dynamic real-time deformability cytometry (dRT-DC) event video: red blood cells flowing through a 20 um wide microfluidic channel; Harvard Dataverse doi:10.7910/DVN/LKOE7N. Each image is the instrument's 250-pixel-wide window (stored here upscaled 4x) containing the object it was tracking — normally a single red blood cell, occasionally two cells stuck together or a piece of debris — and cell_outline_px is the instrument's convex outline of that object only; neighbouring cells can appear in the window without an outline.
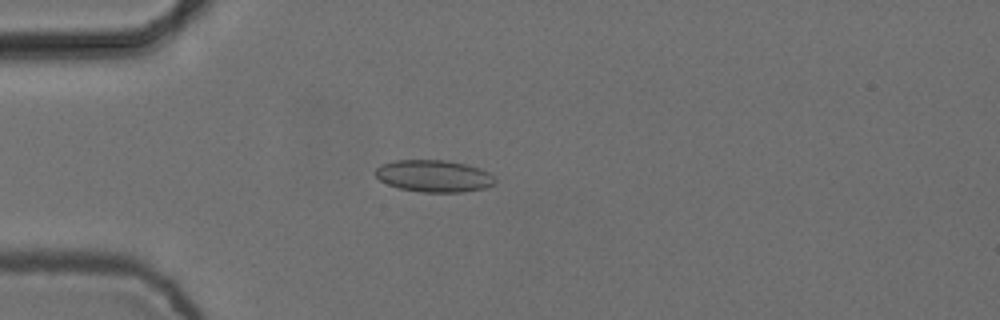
{"species": "common noctule bat (a hibernating species)", "species_latin": "Nyctalus noctula", "temperature_condition": "cold", "stored_images_in_passage": 5, "camera_frame_rate_fps": 3000, "um_per_image_px": 0.085, "animal": {"sex": "female", "body_mass_g": 24.6, "forearm_length_mm": 56.2}, "frame": {"image": 1, "passage_image": 5, "time_ms": 1.333, "image_size_px": [1000, 320], "cell_outline_px": [[496, 180], [492, 184], [484, 188], [464, 192], [420, 192], [400, 188], [388, 184], [380, 180], [372, 172], [380, 164], [396, 160], [448, 160], [480, 168], [488, 172]], "centroid_in_image_um": [36.84, 14.95], "position_along_channel_um": 48.2, "area_um2": 22.31}}